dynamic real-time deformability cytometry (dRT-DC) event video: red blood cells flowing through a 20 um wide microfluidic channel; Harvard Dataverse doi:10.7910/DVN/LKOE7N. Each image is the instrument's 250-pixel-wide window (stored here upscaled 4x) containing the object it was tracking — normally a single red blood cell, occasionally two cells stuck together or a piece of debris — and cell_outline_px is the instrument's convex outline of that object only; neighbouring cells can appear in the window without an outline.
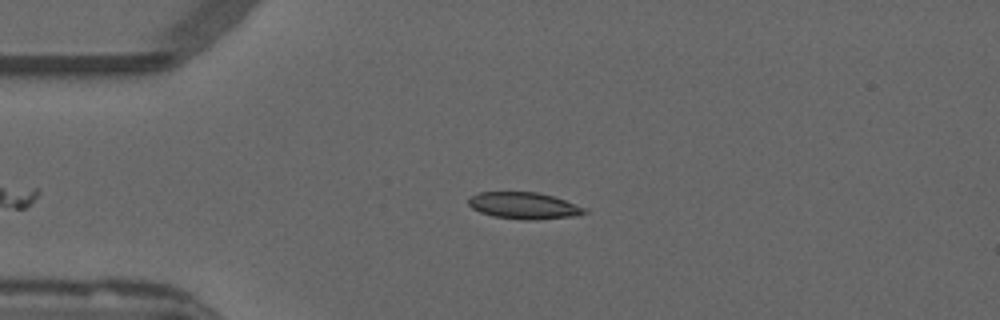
{"species": "common noctule bat (a hibernating species)", "species_latin": "Nyctalus noctula", "temperature_condition": "warm", "stored_images_in_passage": 40, "camera_frame_rate_fps": 3000, "um_per_image_px": 0.085, "animal": {"sex": "male", "forearm_length_mm": 52.5}, "frame": {"image": 1, "passage_image": 3, "time_ms": 0.667, "image_size_px": [1000, 320], "cell_outline_px": [[588, 212], [580, 216], [536, 220], [492, 216], [480, 212], [472, 208], [468, 204], [468, 200], [472, 196], [480, 192], [540, 192], [588, 208]], "centroid_in_image_um": [44.6, 17.48], "position_along_channel_um": 40.4, "area_um2": 18.09}}
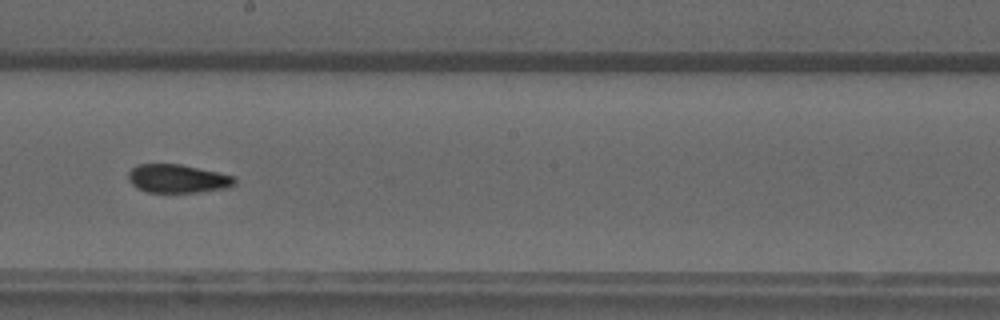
{"frame": {"image": 2, "passage_image": 20, "time_ms": 6.333, "image_size_px": [1000, 320], "cell_outline_px": [[236, 184], [228, 188], [196, 192], [148, 192], [136, 188], [128, 180], [128, 172], [136, 164], [180, 164], [236, 176]], "centroid_in_image_um": [15.1, 15.18], "position_along_channel_um": 233.1, "area_um2": 17.74}}
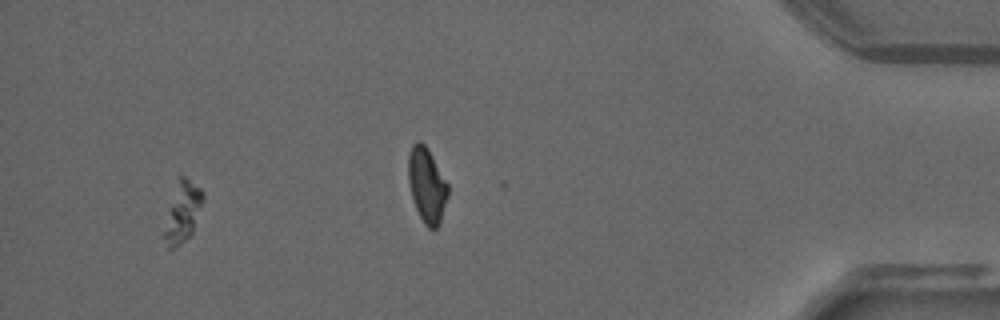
{"frame": {"image": 3, "passage_image": 36, "time_ms": 11.667, "image_size_px": [1000, 320], "cell_outline_px": [[204, 196], [192, 232], [184, 240], [172, 248], [168, 248], [160, 236], [180, 176], [184, 176], [200, 188], [204, 192]], "centroid_in_image_um": [15.48, 18.08], "position_along_channel_um": 419.7, "area_um2": 13.12}, "authors_computed_cell_mechanics": {"area_um2": 17.6001, "velocity_mm_per_s": 3.8462, "shape_relaxation_time_tau1_ms": 7.5142, "shape_relaxation_time_tau2_ms": 2.2793, "deformation_change_tau1": 0.1886, "deformation_change_tau2": 0.0744}}